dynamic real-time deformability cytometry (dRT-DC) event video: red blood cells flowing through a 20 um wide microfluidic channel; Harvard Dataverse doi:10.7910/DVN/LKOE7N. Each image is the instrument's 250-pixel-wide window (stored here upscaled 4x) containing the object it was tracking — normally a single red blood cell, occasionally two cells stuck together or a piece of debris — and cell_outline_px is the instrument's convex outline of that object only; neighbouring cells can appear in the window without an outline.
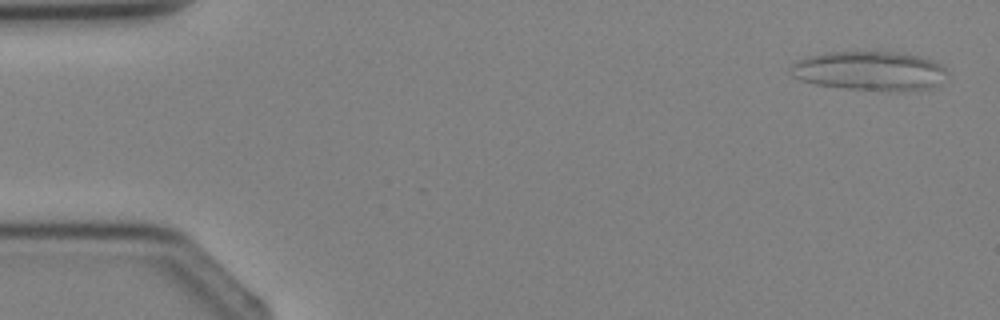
{"species": "Egyptian fruit bat (a non-hibernating species)", "species_latin": "Rousettus aegyptiacus", "temperature_condition": "cold", "stored_images_in_passage": 3, "camera_frame_rate_fps": 3000, "um_per_image_px": 0.085, "animal": {"sex": "female"}, "frame": {"image": 1, "passage_image": 1, "time_ms": 0.0, "image_size_px": [1000, 320], "cell_outline_px": [[944, 72], [932, 88], [900, 92], [844, 88], [816, 84], [800, 80], [792, 76], [792, 64], [808, 56], [824, 52], [900, 52], [932, 60], [940, 64], [944, 68]], "centroid_in_image_um": [73.88, 6.03], "position_along_channel_um": 11.1, "area_um2": 35.37}}